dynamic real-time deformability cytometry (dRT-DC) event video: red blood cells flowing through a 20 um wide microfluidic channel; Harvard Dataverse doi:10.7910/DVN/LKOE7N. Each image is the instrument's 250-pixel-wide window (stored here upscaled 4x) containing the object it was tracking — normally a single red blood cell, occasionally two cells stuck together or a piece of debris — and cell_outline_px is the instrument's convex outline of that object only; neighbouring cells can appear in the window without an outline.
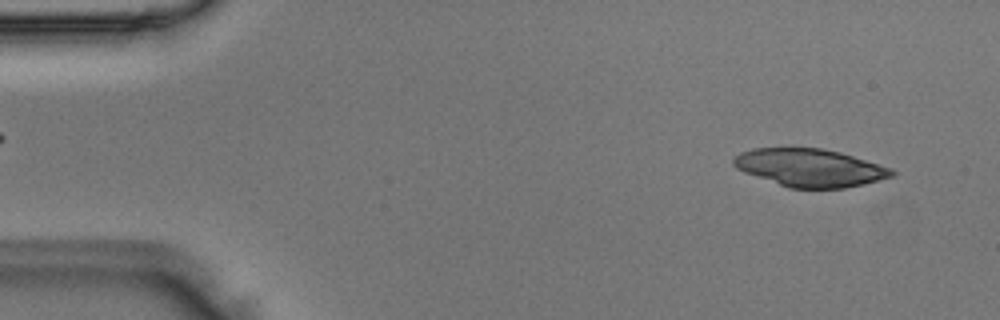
{"species": "Egyptian fruit bat (a non-hibernating species)", "species_latin": "Rousettus aegyptiacus", "temperature_condition": "room temperature", "stored_images_in_passage": 5, "segment_of_instrument_passage": [2, 2], "camera_frame_rate_fps": 3000, "um_per_image_px": 0.085, "animal": {"sex": "male"}, "frame": {"image": 1, "passage_image": 5, "time_ms": 1.333, "image_size_px": [1000, 320], "cell_outline_px": [[896, 172], [892, 176], [864, 184], [844, 188], [788, 188], [744, 172], [736, 168], [732, 164], [732, 160], [740, 152], [752, 148], [820, 148], [840, 152], [892, 168]], "centroid_in_image_um": [68.82, 14.26], "position_along_channel_um": 16.2, "area_um2": 34.8}}